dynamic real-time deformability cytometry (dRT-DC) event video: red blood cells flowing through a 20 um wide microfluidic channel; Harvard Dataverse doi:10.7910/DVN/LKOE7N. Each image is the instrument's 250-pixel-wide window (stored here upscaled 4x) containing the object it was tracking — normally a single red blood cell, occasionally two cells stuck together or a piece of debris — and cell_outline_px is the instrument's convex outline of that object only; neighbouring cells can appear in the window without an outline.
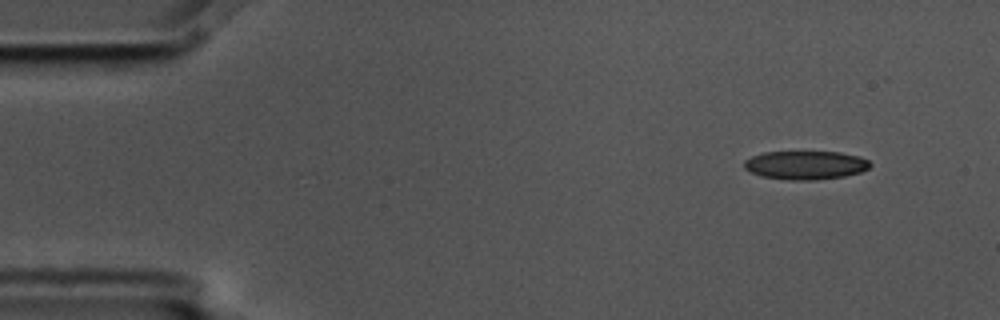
{"species": "common noctule bat (a hibernating species)", "species_latin": "Nyctalus noctula", "temperature_condition": "cold", "stored_images_in_passage": 4, "camera_frame_rate_fps": 3000, "um_per_image_px": 0.085, "animal": {"sex": "male", "body_mass_g": 17.5, "forearm_length_mm": 52.3}, "frame": {"image": 1, "passage_image": 4, "time_ms": 1.0, "image_size_px": [1000, 320], "cell_outline_px": [[872, 164], [868, 168], [860, 172], [844, 176], [816, 180], [788, 180], [760, 176], [744, 168], [744, 160], [752, 156], [764, 152], [840, 152], [860, 156], [868, 160]], "centroid_in_image_um": [68.47, 14.03], "position_along_channel_um": 16.5, "area_um2": 21.04}}